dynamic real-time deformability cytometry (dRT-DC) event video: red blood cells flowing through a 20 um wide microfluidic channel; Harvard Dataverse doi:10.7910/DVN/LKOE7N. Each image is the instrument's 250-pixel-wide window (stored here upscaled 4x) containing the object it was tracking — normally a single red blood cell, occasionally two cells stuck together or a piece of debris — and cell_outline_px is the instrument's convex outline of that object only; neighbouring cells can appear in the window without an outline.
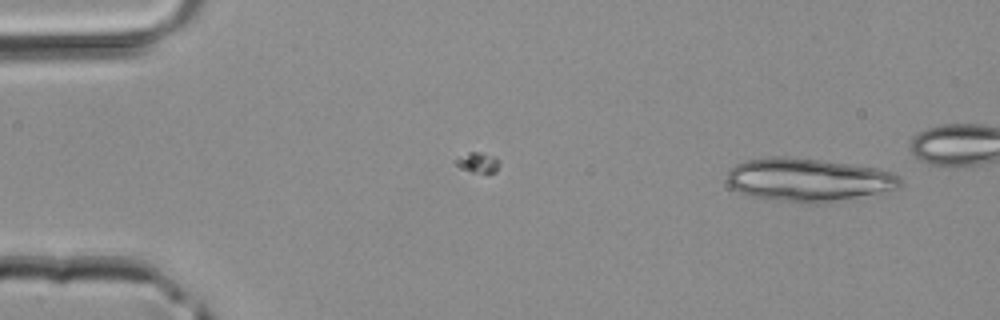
{"species": "common noctule bat (a hibernating species)", "species_latin": "Nyctalus noctula", "temperature_condition": "room temperature", "stored_images_in_passage": 2, "camera_frame_rate_fps": 3000, "um_per_image_px": 0.085, "animal": {"sex": "male", "body_mass_g": 20.4}, "frame": {"image": 1, "passage_image": 2, "time_ms": 0.333, "image_size_px": [1000, 320], "cell_outline_px": [[904, 188], [828, 204], [804, 204], [752, 196], [728, 188], [728, 172], [736, 164], [748, 160], [776, 156], [784, 156], [820, 160], [876, 168], [892, 172], [904, 180]], "centroid_in_image_um": [68.8, 15.32], "position_along_channel_um": 16.2, "area_um2": 44.33}}